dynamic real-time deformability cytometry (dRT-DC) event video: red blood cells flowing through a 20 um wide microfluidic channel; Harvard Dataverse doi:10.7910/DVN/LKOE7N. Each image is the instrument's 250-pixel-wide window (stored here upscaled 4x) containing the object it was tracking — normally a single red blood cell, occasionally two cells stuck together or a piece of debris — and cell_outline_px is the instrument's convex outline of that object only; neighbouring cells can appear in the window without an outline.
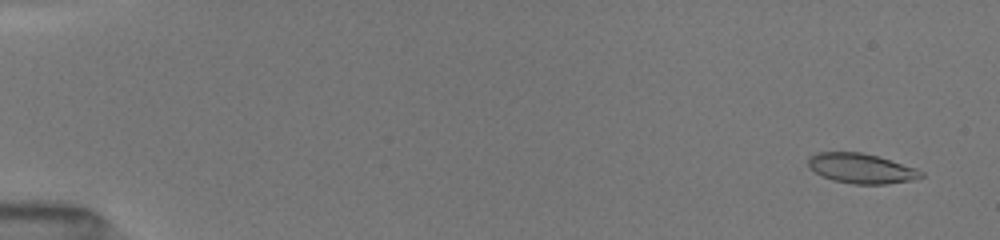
{"species": "common noctule bat (a hibernating species)", "species_latin": "Nyctalus noctula", "temperature_condition": "room temperature", "stored_images_in_passage": 79, "camera_frame_rate_fps": 3000, "um_per_image_px": 0.085, "animal": {"sex": "female", "body_mass_g": 19.5, "forearm_length_mm": 54.1}, "frame": {"image": 1, "passage_image": 4, "time_ms": 0.667, "image_size_px": [1000, 240], "cell_outline_px": [[924, 176], [912, 180], [888, 184], [852, 184], [832, 180], [816, 172], [808, 164], [808, 156], [816, 152], [860, 152], [876, 156], [916, 168], [924, 172]], "centroid_in_image_um": [73.21, 14.32], "position_along_channel_um": 11.8, "area_um2": 19.54}}
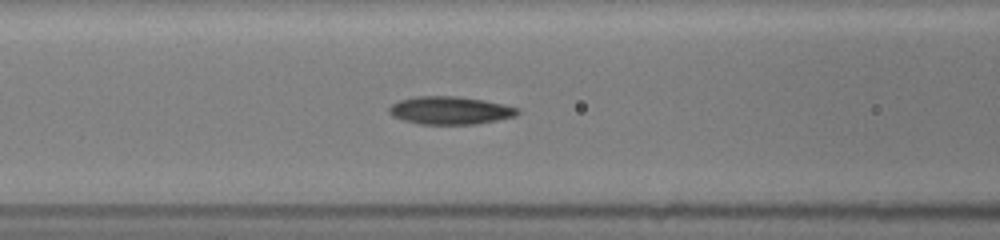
{"frame": {"image": 2, "passage_image": 36, "time_ms": 7.333, "image_size_px": [1000, 240], "cell_outline_px": [[520, 112], [516, 116], [476, 124], [420, 124], [404, 120], [392, 116], [388, 112], [388, 108], [392, 104], [400, 100], [416, 96], [456, 96], [484, 100], [504, 104], [520, 108]], "centroid_in_image_um": [38.27, 9.38], "position_along_channel_um": 128.3, "area_um2": 20.92}}
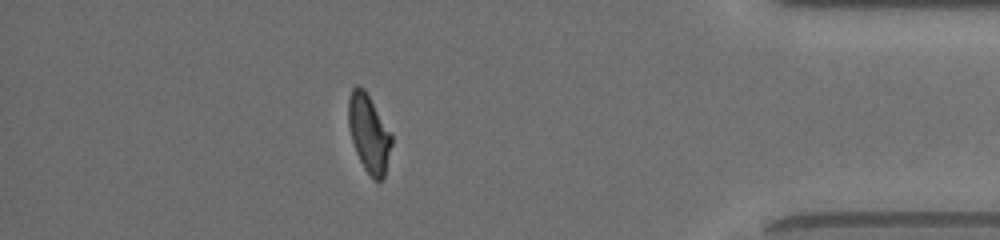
{"frame": {"image": 3, "passage_image": 70, "time_ms": 15.0, "image_size_px": [1000, 240], "cell_outline_px": [[392, 144], [384, 176], [376, 184], [372, 180], [364, 168], [356, 152], [352, 140], [348, 124], [348, 96], [352, 88], [356, 84], [364, 88], [392, 136]], "centroid_in_image_um": [31.34, 11.36], "position_along_channel_um": 403.9, "area_um2": 19.48}, "authors_computed_cell_mechanics": {"area_um2": 20.23, "velocity_mm_per_s": 4.0451, "shape_relaxation_time_tau1_ms": 3.7255, "shape_relaxation_time_tau2_ms": 1.9004, "deformation_change_tau1": 0.1471, "deformation_change_tau2": 0.0831}}